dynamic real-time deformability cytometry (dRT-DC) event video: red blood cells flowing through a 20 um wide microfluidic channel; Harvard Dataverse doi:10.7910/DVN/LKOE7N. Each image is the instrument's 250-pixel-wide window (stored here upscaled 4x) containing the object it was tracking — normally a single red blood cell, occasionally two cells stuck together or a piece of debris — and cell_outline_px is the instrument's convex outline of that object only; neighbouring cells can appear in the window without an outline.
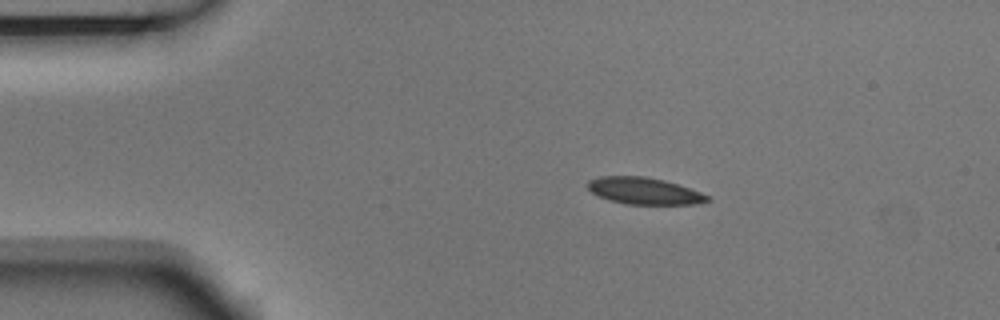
{"species": "Egyptian fruit bat (a non-hibernating species)", "species_latin": "Rousettus aegyptiacus", "temperature_condition": "room temperature", "stored_images_in_passage": 6, "camera_frame_rate_fps": 3000, "um_per_image_px": 0.085, "animal": {"sex": "male"}, "frame": {"image": 1, "passage_image": 2, "time_ms": 0.333, "image_size_px": [1000, 320], "cell_outline_px": [[712, 200], [696, 204], [624, 204], [608, 200], [592, 192], [588, 188], [588, 180], [600, 176], [644, 176], [664, 180], [700, 192], [708, 196]], "centroid_in_image_um": [54.74, 16.23], "position_along_channel_um": 30.3, "area_um2": 18.55}}
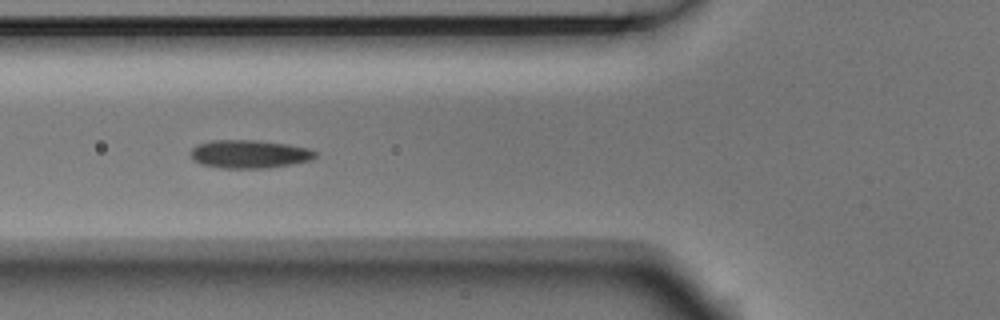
{"frame": {"image": 2, "passage_image": 5, "time_ms": 1.333, "image_size_px": [1000, 320], "cell_outline_px": [[316, 156], [312, 160], [292, 164], [268, 168], [220, 168], [200, 164], [192, 160], [192, 148], [196, 144], [212, 140], [260, 140], [288, 144], [308, 148], [316, 152]], "centroid_in_image_um": [21.19, 13.09], "position_along_channel_um": 104.6, "area_um2": 20.69}}
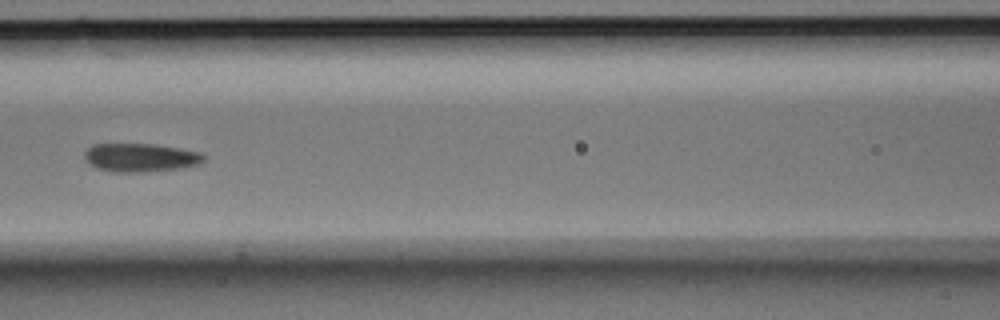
{"frame": {"image": 3, "passage_image": 6, "time_ms": 1.667, "image_size_px": [1000, 320], "cell_outline_px": [[204, 160], [200, 164], [180, 168], [148, 172], [112, 172], [96, 168], [84, 160], [84, 152], [92, 144], [152, 144], [180, 148], [200, 152], [204, 156]], "centroid_in_image_um": [11.91, 13.4], "position_along_channel_um": 154.7, "area_um2": 19.94}}